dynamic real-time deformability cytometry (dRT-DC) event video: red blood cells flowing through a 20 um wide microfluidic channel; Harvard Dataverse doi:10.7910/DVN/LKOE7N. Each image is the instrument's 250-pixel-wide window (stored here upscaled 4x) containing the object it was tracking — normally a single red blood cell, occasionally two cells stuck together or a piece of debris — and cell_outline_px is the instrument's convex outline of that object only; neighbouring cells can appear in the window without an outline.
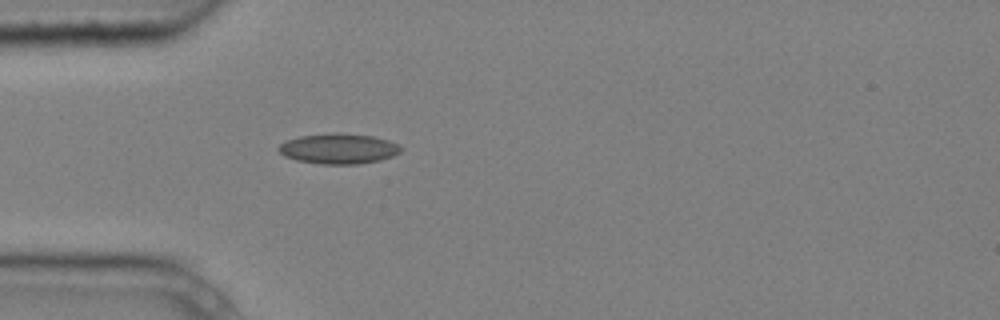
{"species": "common noctule bat (a hibernating species)", "species_latin": "Nyctalus noctula", "temperature_condition": "cold", "stored_images_in_passage": 5, "camera_frame_rate_fps": 3000, "um_per_image_px": 0.085, "animal": {"sex": "male", "body_mass_g": 20.4}, "frame": {"image": 1, "passage_image": 5, "time_ms": 1.333, "image_size_px": [1000, 320], "cell_outline_px": [[404, 148], [400, 152], [392, 156], [380, 160], [360, 164], [320, 164], [296, 160], [284, 156], [276, 148], [280, 144], [288, 140], [300, 136], [336, 132], [372, 136], [388, 140]], "centroid_in_image_um": [28.77, 12.64], "position_along_channel_um": 56.2, "area_um2": 21.62}}